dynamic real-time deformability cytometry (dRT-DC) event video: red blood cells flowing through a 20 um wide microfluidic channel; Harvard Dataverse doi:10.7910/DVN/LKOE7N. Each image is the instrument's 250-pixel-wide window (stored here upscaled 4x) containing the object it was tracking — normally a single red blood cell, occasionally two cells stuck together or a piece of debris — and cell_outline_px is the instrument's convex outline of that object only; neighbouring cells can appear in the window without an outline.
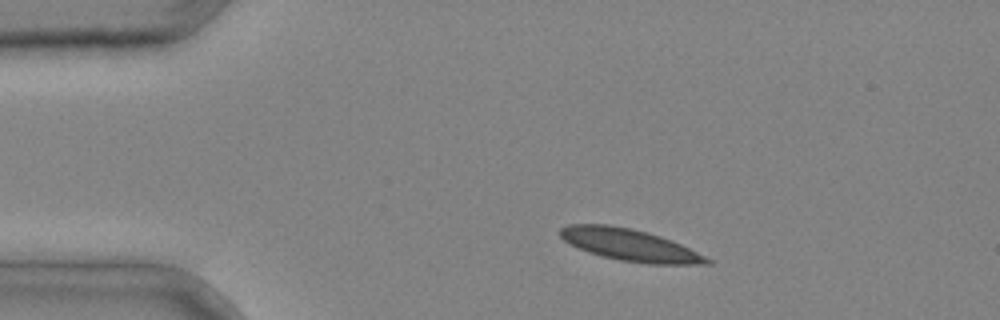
{"species": "common noctule bat (a hibernating species)", "species_latin": "Nyctalus noctula", "temperature_condition": "cold", "stored_images_in_passage": 1, "camera_frame_rate_fps": 3000, "um_per_image_px": 0.085, "animal": {"sex": "male", "body_mass_g": 20.4}, "frame": {"image": 1, "passage_image": 1, "time_ms": 0.0, "image_size_px": [1000, 320], "cell_outline_px": [[712, 264], [648, 264], [620, 260], [600, 256], [588, 252], [564, 240], [560, 236], [560, 228], [568, 224], [608, 224], [632, 228], [660, 236], [672, 240], [712, 260]], "centroid_in_image_um": [53.51, 20.81], "position_along_channel_um": 31.5, "area_um2": 27.11}}